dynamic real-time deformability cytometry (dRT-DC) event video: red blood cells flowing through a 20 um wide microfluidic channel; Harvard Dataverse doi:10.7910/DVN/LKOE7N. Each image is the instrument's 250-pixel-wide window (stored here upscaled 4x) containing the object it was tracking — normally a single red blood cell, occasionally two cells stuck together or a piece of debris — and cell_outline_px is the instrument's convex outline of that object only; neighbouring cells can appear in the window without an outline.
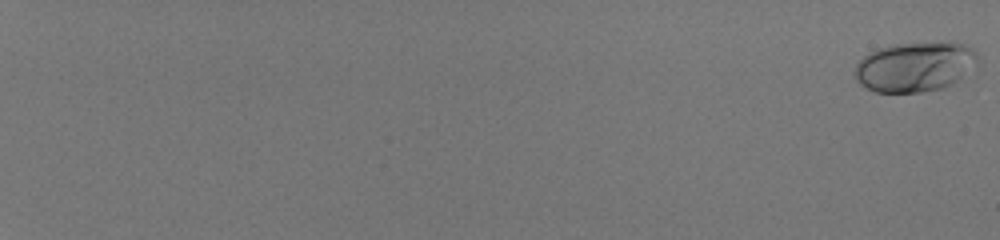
{"species": "human", "species_latin": "Homo sapiens", "temperature_condition": "room temperature", "stored_images_in_passage": 58, "camera_frame_rate_fps": 3000, "um_per_image_px": 0.085, "donor": {"sex": "male"}, "frame": {"image": 1, "passage_image": 1, "time_ms": 0.0, "image_size_px": [1000, 240], "cell_outline_px": [[976, 60], [956, 80], [940, 88], [920, 92], [876, 92], [860, 84], [856, 80], [856, 64], [868, 52], [876, 48], [892, 44], [952, 40], [964, 44], [972, 48], [976, 52]], "centroid_in_image_um": [77.7, 5.62], "position_along_channel_um": 7.3, "area_um2": 35.43}}
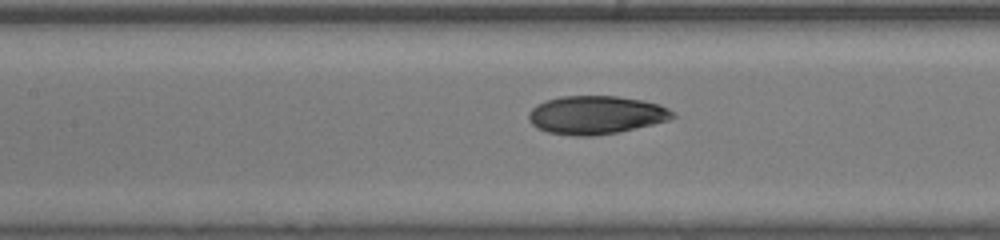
{"frame": {"image": 2, "passage_image": 34, "time_ms": 11.0, "image_size_px": [1000, 240], "cell_outline_px": [[676, 116], [668, 120], [652, 124], [616, 132], [592, 136], [576, 136], [548, 132], [536, 128], [528, 120], [528, 112], [536, 104], [560, 96], [616, 96], [644, 100], [660, 104], [676, 112]], "centroid_in_image_um": [50.65, 9.76], "position_along_channel_um": 156.7, "area_um2": 32.19}}
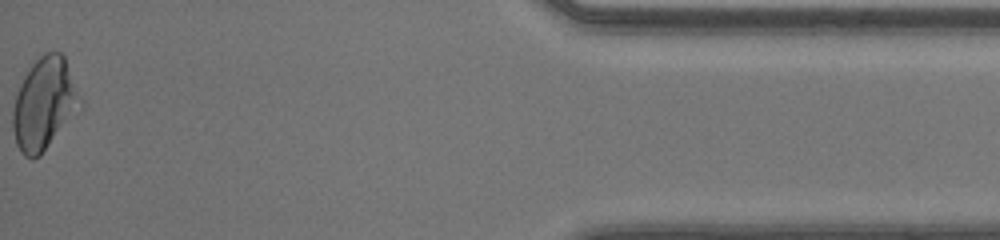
{"frame": {"image": 3, "passage_image": 58, "time_ms": 19.0, "image_size_px": [1000, 240], "cell_outline_px": [[84, 108], [40, 156], [32, 160], [24, 156], [20, 152], [16, 144], [12, 128], [12, 112], [16, 96], [20, 84], [24, 76], [32, 64], [44, 52], [60, 52], [64, 56], [84, 100]], "centroid_in_image_um": [3.82, 8.87], "position_along_channel_um": 431.4, "area_um2": 37.05}, "authors_computed_cell_mechanics": {"area_um2": 32.3102, "velocity_mm_per_s": 4.1441, "shape_relaxation_time_tau1_ms": 5.7311, "shape_relaxation_time_tau2_ms": 1.2309, "deformation_change_tau1": 0.1889, "deformation_change_tau2": 0.0457}}